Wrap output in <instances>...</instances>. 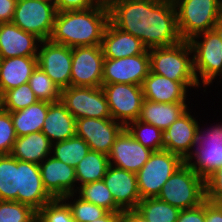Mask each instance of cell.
Listing matches in <instances>:
<instances>
[{"instance_id": "obj_1", "label": "cell", "mask_w": 222, "mask_h": 222, "mask_svg": "<svg viewBox=\"0 0 222 222\" xmlns=\"http://www.w3.org/2000/svg\"><path fill=\"white\" fill-rule=\"evenodd\" d=\"M107 5L110 22L140 39L148 50L182 40L173 0H109Z\"/></svg>"}, {"instance_id": "obj_2", "label": "cell", "mask_w": 222, "mask_h": 222, "mask_svg": "<svg viewBox=\"0 0 222 222\" xmlns=\"http://www.w3.org/2000/svg\"><path fill=\"white\" fill-rule=\"evenodd\" d=\"M110 22L107 2L86 10L57 12L50 41L67 47L101 45Z\"/></svg>"}, {"instance_id": "obj_3", "label": "cell", "mask_w": 222, "mask_h": 222, "mask_svg": "<svg viewBox=\"0 0 222 222\" xmlns=\"http://www.w3.org/2000/svg\"><path fill=\"white\" fill-rule=\"evenodd\" d=\"M157 197L180 210L195 208L206 201L205 180L184 163L165 182Z\"/></svg>"}, {"instance_id": "obj_4", "label": "cell", "mask_w": 222, "mask_h": 222, "mask_svg": "<svg viewBox=\"0 0 222 222\" xmlns=\"http://www.w3.org/2000/svg\"><path fill=\"white\" fill-rule=\"evenodd\" d=\"M182 40L211 31L222 14V0H173Z\"/></svg>"}, {"instance_id": "obj_5", "label": "cell", "mask_w": 222, "mask_h": 222, "mask_svg": "<svg viewBox=\"0 0 222 222\" xmlns=\"http://www.w3.org/2000/svg\"><path fill=\"white\" fill-rule=\"evenodd\" d=\"M150 72L173 81H197L193 69V51L189 41L149 49Z\"/></svg>"}, {"instance_id": "obj_6", "label": "cell", "mask_w": 222, "mask_h": 222, "mask_svg": "<svg viewBox=\"0 0 222 222\" xmlns=\"http://www.w3.org/2000/svg\"><path fill=\"white\" fill-rule=\"evenodd\" d=\"M185 161L167 150L153 151L148 161L136 173L141 199L157 197L165 182Z\"/></svg>"}, {"instance_id": "obj_7", "label": "cell", "mask_w": 222, "mask_h": 222, "mask_svg": "<svg viewBox=\"0 0 222 222\" xmlns=\"http://www.w3.org/2000/svg\"><path fill=\"white\" fill-rule=\"evenodd\" d=\"M200 37L203 40L199 41ZM189 43L193 51V69L196 80L201 85L198 79L200 75L202 84L206 88L217 75L222 77V40L211 30L195 35Z\"/></svg>"}, {"instance_id": "obj_8", "label": "cell", "mask_w": 222, "mask_h": 222, "mask_svg": "<svg viewBox=\"0 0 222 222\" xmlns=\"http://www.w3.org/2000/svg\"><path fill=\"white\" fill-rule=\"evenodd\" d=\"M208 129L200 131L198 126L195 132L194 151L185 161L204 180L222 167V124L218 123ZM193 159H196L195 162H192Z\"/></svg>"}, {"instance_id": "obj_9", "label": "cell", "mask_w": 222, "mask_h": 222, "mask_svg": "<svg viewBox=\"0 0 222 222\" xmlns=\"http://www.w3.org/2000/svg\"><path fill=\"white\" fill-rule=\"evenodd\" d=\"M57 11L55 5L42 0H17L13 23L41 41L49 40Z\"/></svg>"}, {"instance_id": "obj_10", "label": "cell", "mask_w": 222, "mask_h": 222, "mask_svg": "<svg viewBox=\"0 0 222 222\" xmlns=\"http://www.w3.org/2000/svg\"><path fill=\"white\" fill-rule=\"evenodd\" d=\"M60 101L79 118H112L102 87L70 86L61 90Z\"/></svg>"}, {"instance_id": "obj_11", "label": "cell", "mask_w": 222, "mask_h": 222, "mask_svg": "<svg viewBox=\"0 0 222 222\" xmlns=\"http://www.w3.org/2000/svg\"><path fill=\"white\" fill-rule=\"evenodd\" d=\"M112 119L124 127L139 118L144 100L142 87L134 84H102Z\"/></svg>"}, {"instance_id": "obj_12", "label": "cell", "mask_w": 222, "mask_h": 222, "mask_svg": "<svg viewBox=\"0 0 222 222\" xmlns=\"http://www.w3.org/2000/svg\"><path fill=\"white\" fill-rule=\"evenodd\" d=\"M104 59L101 45L72 48L70 86L102 87Z\"/></svg>"}, {"instance_id": "obj_13", "label": "cell", "mask_w": 222, "mask_h": 222, "mask_svg": "<svg viewBox=\"0 0 222 222\" xmlns=\"http://www.w3.org/2000/svg\"><path fill=\"white\" fill-rule=\"evenodd\" d=\"M38 48L37 66H39L60 90L70 87L72 48L51 42L41 41Z\"/></svg>"}, {"instance_id": "obj_14", "label": "cell", "mask_w": 222, "mask_h": 222, "mask_svg": "<svg viewBox=\"0 0 222 222\" xmlns=\"http://www.w3.org/2000/svg\"><path fill=\"white\" fill-rule=\"evenodd\" d=\"M149 50L140 55L109 59L103 62L102 84H134L141 86L150 71Z\"/></svg>"}, {"instance_id": "obj_15", "label": "cell", "mask_w": 222, "mask_h": 222, "mask_svg": "<svg viewBox=\"0 0 222 222\" xmlns=\"http://www.w3.org/2000/svg\"><path fill=\"white\" fill-rule=\"evenodd\" d=\"M125 127L112 118H79L76 136L82 138L91 151L109 154L116 137Z\"/></svg>"}, {"instance_id": "obj_16", "label": "cell", "mask_w": 222, "mask_h": 222, "mask_svg": "<svg viewBox=\"0 0 222 222\" xmlns=\"http://www.w3.org/2000/svg\"><path fill=\"white\" fill-rule=\"evenodd\" d=\"M40 173L43 186L53 199H73L77 193L75 188L76 171L75 168L59 161L50 155L40 164ZM72 197V198H71Z\"/></svg>"}, {"instance_id": "obj_17", "label": "cell", "mask_w": 222, "mask_h": 222, "mask_svg": "<svg viewBox=\"0 0 222 222\" xmlns=\"http://www.w3.org/2000/svg\"><path fill=\"white\" fill-rule=\"evenodd\" d=\"M152 153L151 149L140 144L124 128L116 137L108 158L110 165L137 173Z\"/></svg>"}, {"instance_id": "obj_18", "label": "cell", "mask_w": 222, "mask_h": 222, "mask_svg": "<svg viewBox=\"0 0 222 222\" xmlns=\"http://www.w3.org/2000/svg\"><path fill=\"white\" fill-rule=\"evenodd\" d=\"M145 100L159 103L186 102L187 88L200 87L197 81H173L149 71L141 85Z\"/></svg>"}, {"instance_id": "obj_19", "label": "cell", "mask_w": 222, "mask_h": 222, "mask_svg": "<svg viewBox=\"0 0 222 222\" xmlns=\"http://www.w3.org/2000/svg\"><path fill=\"white\" fill-rule=\"evenodd\" d=\"M52 200L43 186L39 164L19 160L17 202L29 205L38 212Z\"/></svg>"}, {"instance_id": "obj_20", "label": "cell", "mask_w": 222, "mask_h": 222, "mask_svg": "<svg viewBox=\"0 0 222 222\" xmlns=\"http://www.w3.org/2000/svg\"><path fill=\"white\" fill-rule=\"evenodd\" d=\"M103 181L123 211L136 210L141 201L136 173L109 165Z\"/></svg>"}, {"instance_id": "obj_21", "label": "cell", "mask_w": 222, "mask_h": 222, "mask_svg": "<svg viewBox=\"0 0 222 222\" xmlns=\"http://www.w3.org/2000/svg\"><path fill=\"white\" fill-rule=\"evenodd\" d=\"M198 126V121L187 110L163 131V149L186 161L195 147V132Z\"/></svg>"}, {"instance_id": "obj_22", "label": "cell", "mask_w": 222, "mask_h": 222, "mask_svg": "<svg viewBox=\"0 0 222 222\" xmlns=\"http://www.w3.org/2000/svg\"><path fill=\"white\" fill-rule=\"evenodd\" d=\"M39 46L41 40L34 34L13 22L0 23V58L37 57Z\"/></svg>"}, {"instance_id": "obj_23", "label": "cell", "mask_w": 222, "mask_h": 222, "mask_svg": "<svg viewBox=\"0 0 222 222\" xmlns=\"http://www.w3.org/2000/svg\"><path fill=\"white\" fill-rule=\"evenodd\" d=\"M101 48L105 58L118 59L140 55L148 49L142 41L108 23L103 35Z\"/></svg>"}, {"instance_id": "obj_24", "label": "cell", "mask_w": 222, "mask_h": 222, "mask_svg": "<svg viewBox=\"0 0 222 222\" xmlns=\"http://www.w3.org/2000/svg\"><path fill=\"white\" fill-rule=\"evenodd\" d=\"M42 132L52 144L67 140L76 136V119L61 101L50 103Z\"/></svg>"}, {"instance_id": "obj_25", "label": "cell", "mask_w": 222, "mask_h": 222, "mask_svg": "<svg viewBox=\"0 0 222 222\" xmlns=\"http://www.w3.org/2000/svg\"><path fill=\"white\" fill-rule=\"evenodd\" d=\"M37 67V57L0 58V89L6 91L27 83Z\"/></svg>"}, {"instance_id": "obj_26", "label": "cell", "mask_w": 222, "mask_h": 222, "mask_svg": "<svg viewBox=\"0 0 222 222\" xmlns=\"http://www.w3.org/2000/svg\"><path fill=\"white\" fill-rule=\"evenodd\" d=\"M186 102L159 103L143 100L138 120L165 131L174 121L188 109Z\"/></svg>"}, {"instance_id": "obj_27", "label": "cell", "mask_w": 222, "mask_h": 222, "mask_svg": "<svg viewBox=\"0 0 222 222\" xmlns=\"http://www.w3.org/2000/svg\"><path fill=\"white\" fill-rule=\"evenodd\" d=\"M52 153V143L42 132L17 137L10 155L17 160L40 164Z\"/></svg>"}, {"instance_id": "obj_28", "label": "cell", "mask_w": 222, "mask_h": 222, "mask_svg": "<svg viewBox=\"0 0 222 222\" xmlns=\"http://www.w3.org/2000/svg\"><path fill=\"white\" fill-rule=\"evenodd\" d=\"M49 104L47 101H37L25 109L10 112L16 136L42 131Z\"/></svg>"}, {"instance_id": "obj_29", "label": "cell", "mask_w": 222, "mask_h": 222, "mask_svg": "<svg viewBox=\"0 0 222 222\" xmlns=\"http://www.w3.org/2000/svg\"><path fill=\"white\" fill-rule=\"evenodd\" d=\"M109 165L107 154L90 150L75 168L78 185L103 180Z\"/></svg>"}, {"instance_id": "obj_30", "label": "cell", "mask_w": 222, "mask_h": 222, "mask_svg": "<svg viewBox=\"0 0 222 222\" xmlns=\"http://www.w3.org/2000/svg\"><path fill=\"white\" fill-rule=\"evenodd\" d=\"M19 189V160L0 155V200L17 201Z\"/></svg>"}, {"instance_id": "obj_31", "label": "cell", "mask_w": 222, "mask_h": 222, "mask_svg": "<svg viewBox=\"0 0 222 222\" xmlns=\"http://www.w3.org/2000/svg\"><path fill=\"white\" fill-rule=\"evenodd\" d=\"M136 211L148 222H177L181 210L158 197H151L141 199Z\"/></svg>"}, {"instance_id": "obj_32", "label": "cell", "mask_w": 222, "mask_h": 222, "mask_svg": "<svg viewBox=\"0 0 222 222\" xmlns=\"http://www.w3.org/2000/svg\"><path fill=\"white\" fill-rule=\"evenodd\" d=\"M52 147V156L73 168H76L90 151L88 144L77 136L53 143Z\"/></svg>"}, {"instance_id": "obj_33", "label": "cell", "mask_w": 222, "mask_h": 222, "mask_svg": "<svg viewBox=\"0 0 222 222\" xmlns=\"http://www.w3.org/2000/svg\"><path fill=\"white\" fill-rule=\"evenodd\" d=\"M77 191L82 200L103 207L108 212H123L115 203L114 198L103 180L95 181L77 187Z\"/></svg>"}, {"instance_id": "obj_34", "label": "cell", "mask_w": 222, "mask_h": 222, "mask_svg": "<svg viewBox=\"0 0 222 222\" xmlns=\"http://www.w3.org/2000/svg\"><path fill=\"white\" fill-rule=\"evenodd\" d=\"M125 129L144 147H147L152 151L163 150V131L151 125L150 123H146L137 119L128 123L125 126Z\"/></svg>"}, {"instance_id": "obj_35", "label": "cell", "mask_w": 222, "mask_h": 222, "mask_svg": "<svg viewBox=\"0 0 222 222\" xmlns=\"http://www.w3.org/2000/svg\"><path fill=\"white\" fill-rule=\"evenodd\" d=\"M28 84L39 101H60L61 90L39 66L32 72Z\"/></svg>"}, {"instance_id": "obj_36", "label": "cell", "mask_w": 222, "mask_h": 222, "mask_svg": "<svg viewBox=\"0 0 222 222\" xmlns=\"http://www.w3.org/2000/svg\"><path fill=\"white\" fill-rule=\"evenodd\" d=\"M0 222H37V211L17 201L0 200Z\"/></svg>"}, {"instance_id": "obj_37", "label": "cell", "mask_w": 222, "mask_h": 222, "mask_svg": "<svg viewBox=\"0 0 222 222\" xmlns=\"http://www.w3.org/2000/svg\"><path fill=\"white\" fill-rule=\"evenodd\" d=\"M37 101L39 100L27 82L4 93V110L8 112L19 111Z\"/></svg>"}, {"instance_id": "obj_38", "label": "cell", "mask_w": 222, "mask_h": 222, "mask_svg": "<svg viewBox=\"0 0 222 222\" xmlns=\"http://www.w3.org/2000/svg\"><path fill=\"white\" fill-rule=\"evenodd\" d=\"M37 222H76L66 201L53 199L37 212Z\"/></svg>"}, {"instance_id": "obj_39", "label": "cell", "mask_w": 222, "mask_h": 222, "mask_svg": "<svg viewBox=\"0 0 222 222\" xmlns=\"http://www.w3.org/2000/svg\"><path fill=\"white\" fill-rule=\"evenodd\" d=\"M77 198L79 199H74L73 202H67L68 206L71 209L73 219L76 222H92L96 219L101 218L108 212L103 207L86 202L80 197Z\"/></svg>"}, {"instance_id": "obj_40", "label": "cell", "mask_w": 222, "mask_h": 222, "mask_svg": "<svg viewBox=\"0 0 222 222\" xmlns=\"http://www.w3.org/2000/svg\"><path fill=\"white\" fill-rule=\"evenodd\" d=\"M17 139L10 112L0 113V155H9Z\"/></svg>"}, {"instance_id": "obj_41", "label": "cell", "mask_w": 222, "mask_h": 222, "mask_svg": "<svg viewBox=\"0 0 222 222\" xmlns=\"http://www.w3.org/2000/svg\"><path fill=\"white\" fill-rule=\"evenodd\" d=\"M206 200L222 206V167L205 180Z\"/></svg>"}, {"instance_id": "obj_42", "label": "cell", "mask_w": 222, "mask_h": 222, "mask_svg": "<svg viewBox=\"0 0 222 222\" xmlns=\"http://www.w3.org/2000/svg\"><path fill=\"white\" fill-rule=\"evenodd\" d=\"M102 0H56L57 12L86 10L99 5Z\"/></svg>"}, {"instance_id": "obj_43", "label": "cell", "mask_w": 222, "mask_h": 222, "mask_svg": "<svg viewBox=\"0 0 222 222\" xmlns=\"http://www.w3.org/2000/svg\"><path fill=\"white\" fill-rule=\"evenodd\" d=\"M177 222H205V202L195 208L181 210Z\"/></svg>"}, {"instance_id": "obj_44", "label": "cell", "mask_w": 222, "mask_h": 222, "mask_svg": "<svg viewBox=\"0 0 222 222\" xmlns=\"http://www.w3.org/2000/svg\"><path fill=\"white\" fill-rule=\"evenodd\" d=\"M17 0H0V23L12 22Z\"/></svg>"}, {"instance_id": "obj_45", "label": "cell", "mask_w": 222, "mask_h": 222, "mask_svg": "<svg viewBox=\"0 0 222 222\" xmlns=\"http://www.w3.org/2000/svg\"><path fill=\"white\" fill-rule=\"evenodd\" d=\"M205 222H222V206L206 200Z\"/></svg>"}, {"instance_id": "obj_46", "label": "cell", "mask_w": 222, "mask_h": 222, "mask_svg": "<svg viewBox=\"0 0 222 222\" xmlns=\"http://www.w3.org/2000/svg\"><path fill=\"white\" fill-rule=\"evenodd\" d=\"M120 222H148L136 210L123 211L121 214Z\"/></svg>"}, {"instance_id": "obj_47", "label": "cell", "mask_w": 222, "mask_h": 222, "mask_svg": "<svg viewBox=\"0 0 222 222\" xmlns=\"http://www.w3.org/2000/svg\"><path fill=\"white\" fill-rule=\"evenodd\" d=\"M122 212H107L104 216L92 222H120Z\"/></svg>"}, {"instance_id": "obj_48", "label": "cell", "mask_w": 222, "mask_h": 222, "mask_svg": "<svg viewBox=\"0 0 222 222\" xmlns=\"http://www.w3.org/2000/svg\"><path fill=\"white\" fill-rule=\"evenodd\" d=\"M218 37L222 40V14L217 19L213 29H212Z\"/></svg>"}, {"instance_id": "obj_49", "label": "cell", "mask_w": 222, "mask_h": 222, "mask_svg": "<svg viewBox=\"0 0 222 222\" xmlns=\"http://www.w3.org/2000/svg\"><path fill=\"white\" fill-rule=\"evenodd\" d=\"M4 110V92L0 89V113Z\"/></svg>"}, {"instance_id": "obj_50", "label": "cell", "mask_w": 222, "mask_h": 222, "mask_svg": "<svg viewBox=\"0 0 222 222\" xmlns=\"http://www.w3.org/2000/svg\"><path fill=\"white\" fill-rule=\"evenodd\" d=\"M42 1H46V2H49V3L53 4V5H55V1L56 0H42Z\"/></svg>"}]
</instances>
